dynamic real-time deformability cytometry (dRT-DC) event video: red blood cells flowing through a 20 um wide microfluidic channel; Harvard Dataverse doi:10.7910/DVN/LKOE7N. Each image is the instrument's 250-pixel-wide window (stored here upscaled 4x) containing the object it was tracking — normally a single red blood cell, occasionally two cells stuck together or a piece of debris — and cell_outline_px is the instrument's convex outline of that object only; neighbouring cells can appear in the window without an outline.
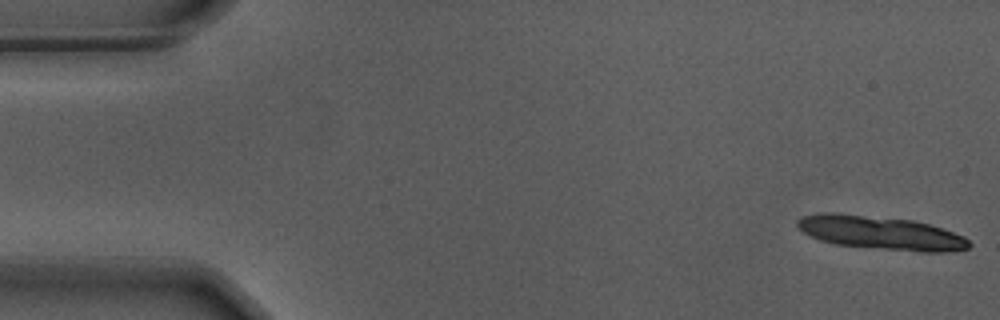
{"species": "Egyptian fruit bat (a non-hibernating species)", "species_latin": "Rousettus aegyptiacus", "temperature_condition": "warm", "stored_images_in_passage": 13, "camera_frame_rate_fps": 3000, "um_per_image_px": 0.085, "animal": {"sex": "male"}, "frame": {"image": 1, "passage_image": 1, "time_ms": 0.0, "image_size_px": [1000, 320], "cell_outline_px": [[972, 244], [968, 248], [944, 252], [920, 252], [836, 244], [820, 240], [796, 228], [796, 220], [804, 216], [820, 212], [840, 212], [912, 220], [944, 228], [964, 236]], "centroid_in_image_um": [74.85, 19.77], "position_along_channel_um": 10.2, "area_um2": 33.7}}